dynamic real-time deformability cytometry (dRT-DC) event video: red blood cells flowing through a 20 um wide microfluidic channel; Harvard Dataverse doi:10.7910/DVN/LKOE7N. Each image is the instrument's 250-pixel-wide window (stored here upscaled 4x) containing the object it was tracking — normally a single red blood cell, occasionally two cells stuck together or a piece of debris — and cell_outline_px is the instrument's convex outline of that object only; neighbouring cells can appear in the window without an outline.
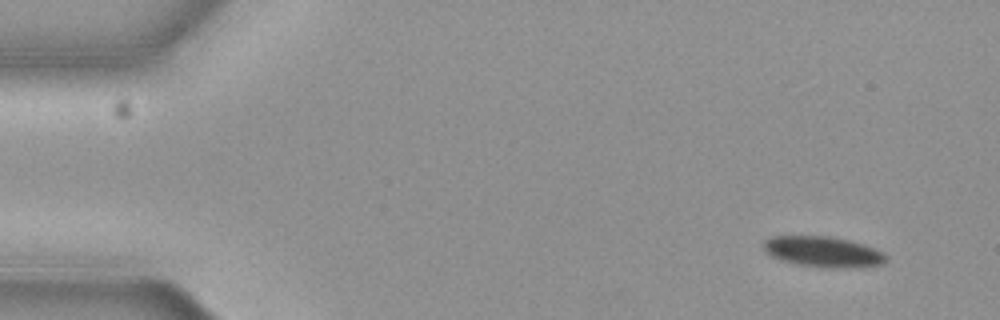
{"species": "common noctule bat (a hibernating species)", "species_latin": "Nyctalus noctula", "temperature_condition": "cold", "stored_images_in_passage": 9, "camera_frame_rate_fps": 3000, "um_per_image_px": 0.085, "animal": {"sex": "female", "body_mass_g": 19.3, "forearm_length_mm": 54.1}, "frame": {"image": 1, "passage_image": 1, "time_ms": 0.0, "image_size_px": [1000, 320], "cell_outline_px": [[888, 260], [884, 264], [864, 268], [820, 268], [796, 264], [780, 260], [764, 252], [764, 240], [772, 236], [828, 236], [848, 240], [864, 244], [876, 248], [884, 252], [888, 256]], "centroid_in_image_um": [70.03, 21.42], "position_along_channel_um": 15.0, "area_um2": 22.48}}
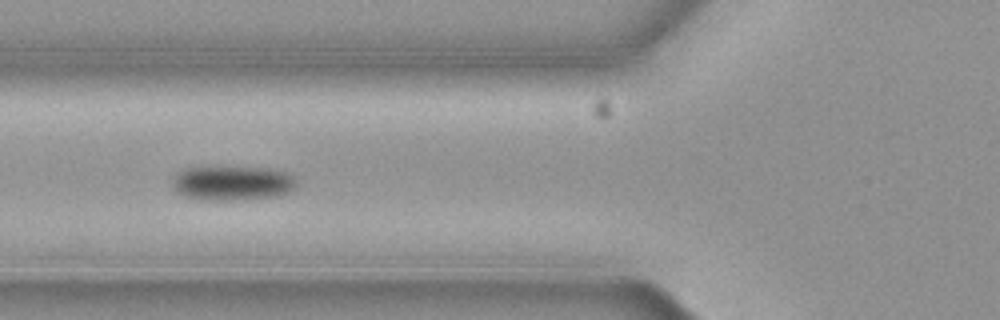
{"frame": {"image": 2, "passage_image": 6, "time_ms": 1.667, "image_size_px": [1000, 320], "cell_outline_px": [[296, 188], [280, 196], [240, 200], [208, 200], [184, 196], [176, 192], [172, 188], [172, 176], [184, 168], [268, 168], [288, 172], [296, 180]], "centroid_in_image_um": [19.75, 15.58], "position_along_channel_um": 106.0, "area_um2": 25.09}}
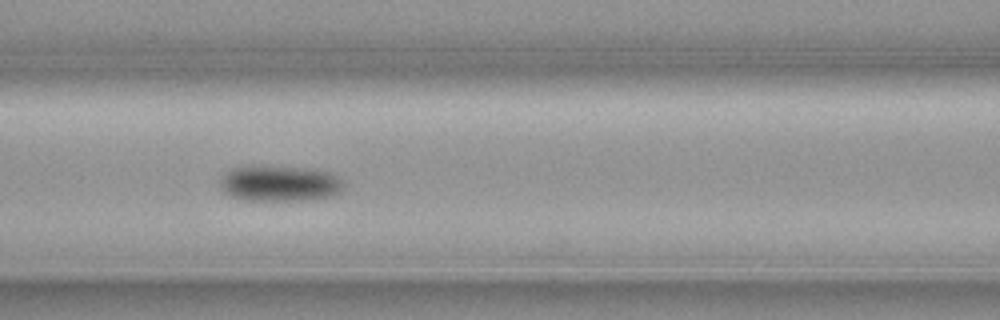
{"frame": {"image": 3, "passage_image": 7, "time_ms": 2.0, "image_size_px": [1000, 320], "cell_outline_px": [[344, 184], [332, 196], [308, 200], [244, 200], [232, 196], [224, 192], [220, 188], [220, 184], [224, 176], [232, 168], [316, 168], [332, 172], [340, 176], [344, 180]], "centroid_in_image_um": [23.86, 15.62], "position_along_channel_um": 142.7, "area_um2": 25.2}}